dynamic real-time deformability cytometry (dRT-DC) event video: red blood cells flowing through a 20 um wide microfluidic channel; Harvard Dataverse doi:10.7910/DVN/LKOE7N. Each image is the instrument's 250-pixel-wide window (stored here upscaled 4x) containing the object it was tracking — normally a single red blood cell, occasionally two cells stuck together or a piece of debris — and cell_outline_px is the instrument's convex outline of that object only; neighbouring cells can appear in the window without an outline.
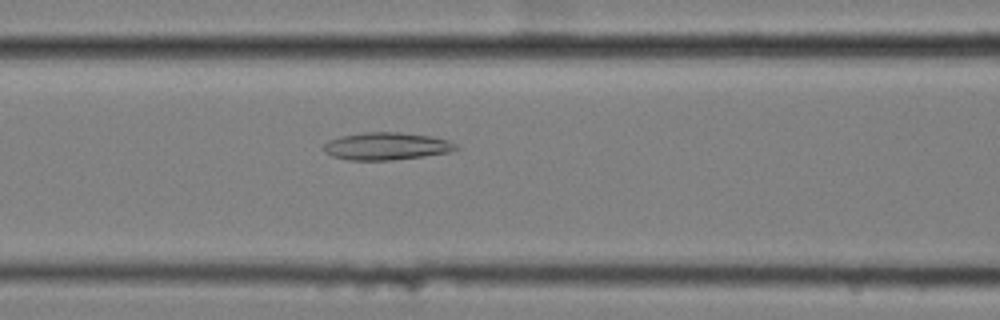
{"species": "common noctule bat (a hibernating species)", "species_latin": "Nyctalus noctula", "temperature_condition": "cold", "stored_images_in_passage": 46, "camera_frame_rate_fps": 3000, "um_per_image_px": 0.085, "animal": {"sex": "female", "body_mass_g": 25.1}, "frame": {"image": 1, "passage_image": 12, "time_ms": 3.667, "image_size_px": [1000, 320], "cell_outline_px": [[460, 148], [452, 152], [424, 156], [392, 160], [348, 160], [332, 156], [324, 152], [320, 148], [328, 140], [340, 136], [364, 132], [400, 132], [432, 136], [448, 140], [456, 144]], "centroid_in_image_um": [32.84, 12.42], "position_along_channel_um": 133.8, "area_um2": 21.5}}
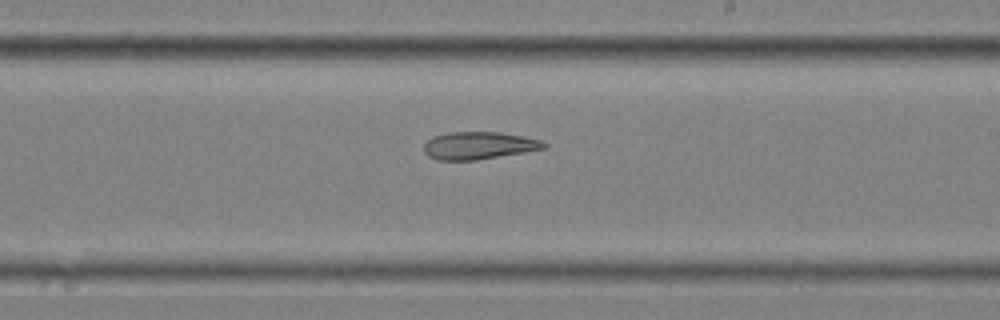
{"frame": {"image": 2, "passage_image": 22, "time_ms": 7.0, "image_size_px": [1000, 320], "cell_outline_px": [[548, 148], [476, 160], [436, 160], [428, 156], [424, 152], [424, 144], [432, 136], [448, 132], [500, 132], [524, 136], [540, 140], [548, 144]], "centroid_in_image_um": [40.7, 12.37], "position_along_channel_um": 248.3, "area_um2": 19.36}}
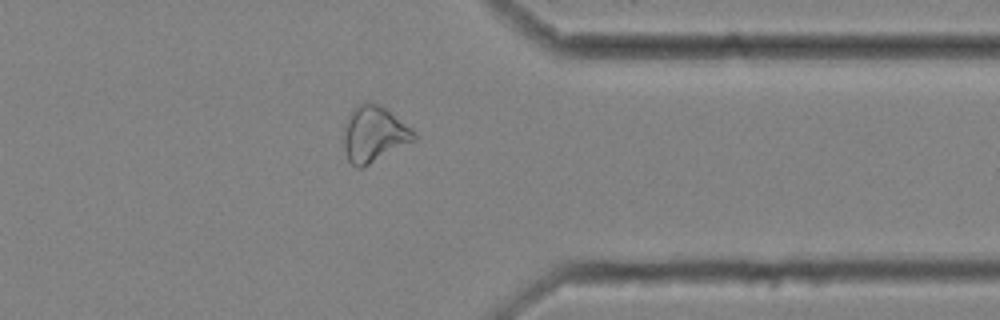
{"frame": {"image": 3, "passage_image": 34, "time_ms": 11.0, "image_size_px": [1000, 320], "cell_outline_px": [[416, 140], [360, 168], [356, 168], [348, 160], [344, 148], [344, 124], [348, 112], [352, 108], [364, 100], [372, 100], [384, 108], [412, 128], [416, 132]], "centroid_in_image_um": [31.76, 11.35], "position_along_channel_um": 379.6, "area_um2": 23.06}, "authors_computed_cell_mechanics": {"area_um2": 22.0507, "velocity_mm_per_s": 3.4469, "shape_relaxation_time_tau1_ms": null, "shape_relaxation_time_tau2_ms": 9.2163, "deformation_change_tau1": null, "deformation_change_tau2": 0.179}}